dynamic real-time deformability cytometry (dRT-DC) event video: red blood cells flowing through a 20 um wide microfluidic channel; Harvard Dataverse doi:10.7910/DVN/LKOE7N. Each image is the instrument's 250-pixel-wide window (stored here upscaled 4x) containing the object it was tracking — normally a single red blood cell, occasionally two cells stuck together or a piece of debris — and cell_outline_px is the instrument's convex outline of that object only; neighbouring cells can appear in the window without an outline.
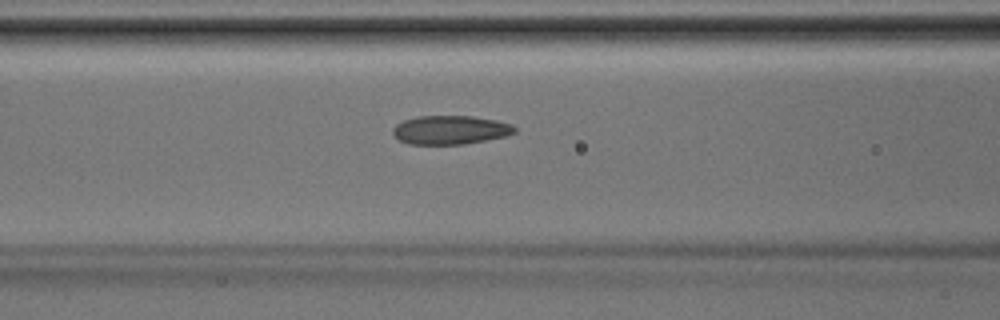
{"species": "Egyptian fruit bat (a non-hibernating species)", "species_latin": "Rousettus aegyptiacus", "temperature_condition": "room temperature", "stored_images_in_passage": 42, "segment_of_instrument_passage": [1, 2], "camera_frame_rate_fps": 3000, "um_per_image_px": 0.085, "animal": {"sex": "male"}, "frame": {"image": 1, "passage_image": 17, "time_ms": 5.333, "image_size_px": [1000, 320], "cell_outline_px": [[516, 132], [508, 136], [464, 144], [408, 144], [400, 140], [392, 132], [392, 128], [396, 124], [404, 120], [416, 116], [472, 116], [496, 120], [512, 124], [516, 128]], "centroid_in_image_um": [38.3, 11.04], "position_along_channel_um": 128.3, "area_um2": 20.52}}
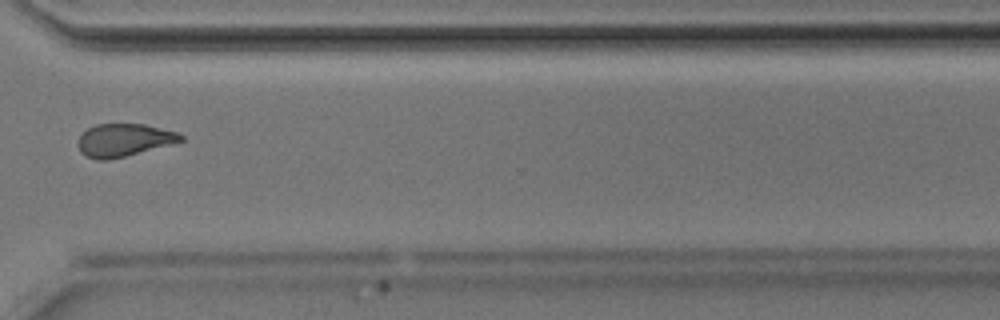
{"frame": {"image": 2, "passage_image": 31, "time_ms": 10.0, "image_size_px": [1000, 320], "cell_outline_px": [[184, 140], [172, 144], [108, 160], [96, 160], [84, 156], [80, 152], [76, 144], [80, 136], [88, 128], [96, 124], [144, 124], [176, 132], [184, 136]], "centroid_in_image_um": [10.49, 11.91], "position_along_channel_um": 360.1, "area_um2": 19.59}}
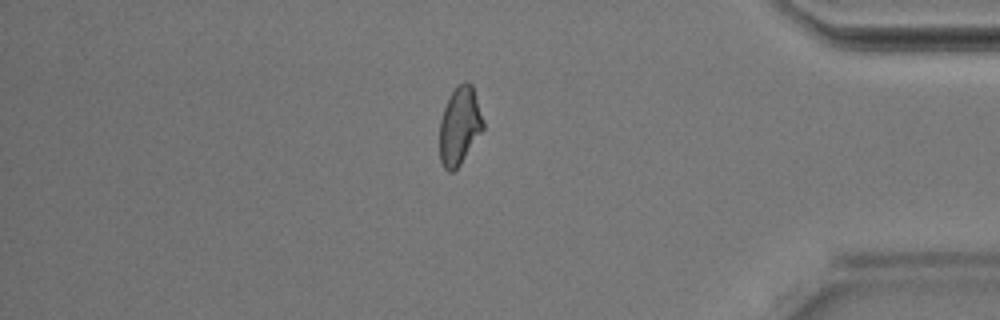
{"frame": {"image": 3, "passage_image": 35, "time_ms": 11.333, "image_size_px": [1000, 320], "cell_outline_px": [[484, 128], [460, 164], [452, 172], [448, 172], [444, 168], [440, 160], [440, 120], [444, 108], [456, 84], [464, 80], [468, 80], [472, 84], [484, 120]], "centroid_in_image_um": [39.07, 10.65], "position_along_channel_um": 396.1, "area_um2": 19.77}}